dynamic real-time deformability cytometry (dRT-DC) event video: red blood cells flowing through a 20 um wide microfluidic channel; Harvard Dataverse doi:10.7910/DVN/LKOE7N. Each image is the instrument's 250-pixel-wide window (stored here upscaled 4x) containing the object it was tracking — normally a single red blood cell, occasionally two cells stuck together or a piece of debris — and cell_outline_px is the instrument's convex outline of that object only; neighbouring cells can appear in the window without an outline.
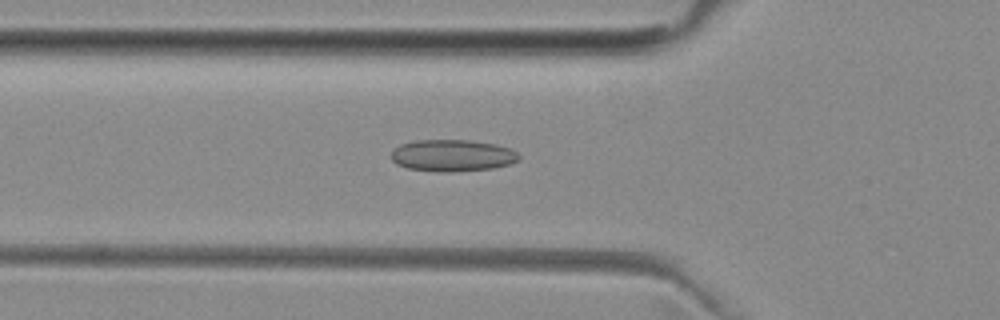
{"species": "common noctule bat (a hibernating species)", "species_latin": "Nyctalus noctula", "temperature_condition": "room temperature", "stored_images_in_passage": 51, "camera_frame_rate_fps": 3000, "um_per_image_px": 0.085, "animal": {"sex": "female", "body_mass_g": 29.2, "forearm_length_mm": 56.3}, "frame": {"image": 1, "passage_image": 17, "time_ms": 5.333, "image_size_px": [1000, 320], "cell_outline_px": [[520, 160], [508, 164], [492, 168], [452, 172], [436, 172], [408, 168], [396, 164], [392, 160], [392, 148], [400, 144], [416, 140], [472, 140], [496, 144], [512, 148], [520, 156]], "centroid_in_image_um": [38.45, 13.21], "position_along_channel_um": 87.3, "area_um2": 23.93}}
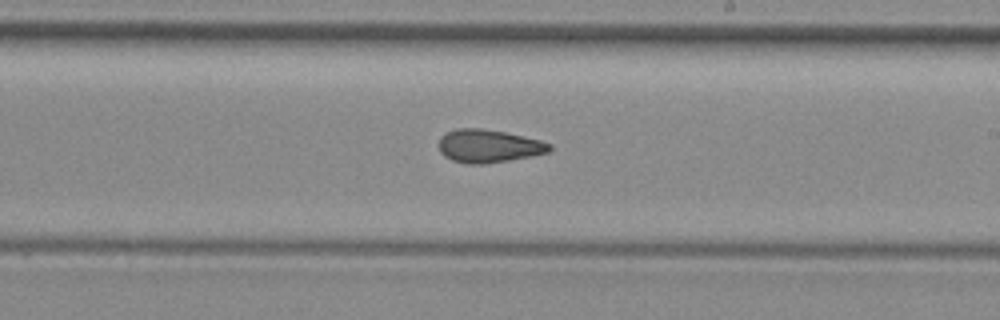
{"frame": {"image": 2, "passage_image": 29, "time_ms": 9.333, "image_size_px": [1000, 320], "cell_outline_px": [[552, 148], [548, 152], [532, 156], [484, 164], [468, 164], [452, 160], [444, 156], [440, 152], [440, 136], [456, 128], [480, 128], [504, 132], [540, 140], [552, 144]], "centroid_in_image_um": [41.53, 12.41], "position_along_channel_um": 247.5, "area_um2": 21.21}}
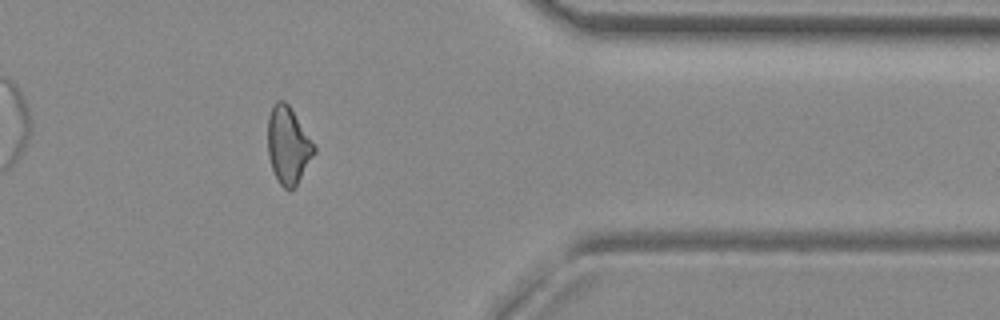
{"frame": {"image": 3, "passage_image": 41, "time_ms": 13.333, "image_size_px": [1000, 320], "cell_outline_px": [[316, 152], [296, 184], [288, 192], [276, 180], [268, 156], [268, 116], [272, 104], [276, 100], [284, 100], [288, 104], [316, 148]], "centroid_in_image_um": [24.46, 12.35], "position_along_channel_um": 386.9, "area_um2": 20.63}, "authors_computed_cell_mechanics": {"area_um2": 21.5594, "velocity_mm_per_s": 3.9904, "shape_relaxation_time_tau1_ms": null, "shape_relaxation_time_tau2_ms": 2.4152, "deformation_change_tau1": null, "deformation_change_tau2": 0.1006}}